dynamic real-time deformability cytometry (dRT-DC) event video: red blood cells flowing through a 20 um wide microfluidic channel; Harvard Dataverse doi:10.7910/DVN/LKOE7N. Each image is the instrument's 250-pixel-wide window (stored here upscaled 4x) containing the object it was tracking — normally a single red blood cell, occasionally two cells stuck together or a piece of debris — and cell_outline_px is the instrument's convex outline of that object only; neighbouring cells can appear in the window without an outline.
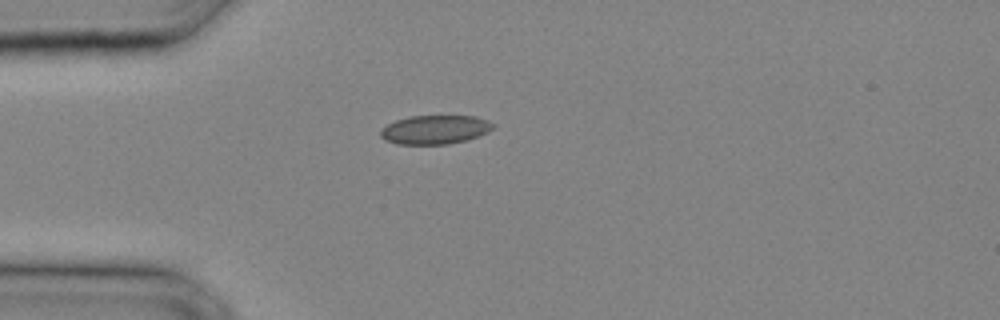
{"species": "common noctule bat (a hibernating species)", "species_latin": "Nyctalus noctula", "temperature_condition": "cold", "stored_images_in_passage": 21, "camera_frame_rate_fps": 3000, "um_per_image_px": 0.085, "animal": {"sex": "male", "body_mass_g": 20.4}, "frame": {"image": 1, "passage_image": 1, "time_ms": 0.0, "image_size_px": [1000, 320], "cell_outline_px": [[496, 124], [488, 132], [468, 140], [448, 144], [396, 144], [384, 140], [380, 136], [380, 128], [396, 120], [412, 116], [476, 116], [488, 120]], "centroid_in_image_um": [36.97, 11.02], "position_along_channel_um": 48.0, "area_um2": 19.07}}
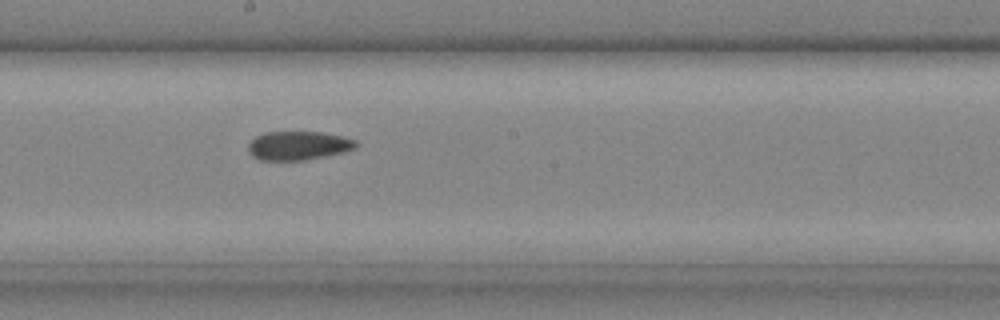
{"frame": {"image": 2, "passage_image": 10, "time_ms": 3.0, "image_size_px": [1000, 320], "cell_outline_px": [[360, 144], [356, 148], [324, 156], [304, 160], [260, 160], [252, 156], [248, 152], [248, 144], [256, 136], [268, 132], [320, 132], [340, 136], [356, 140]], "centroid_in_image_um": [25.34, 12.38], "position_along_channel_um": 222.9, "area_um2": 17.92}}
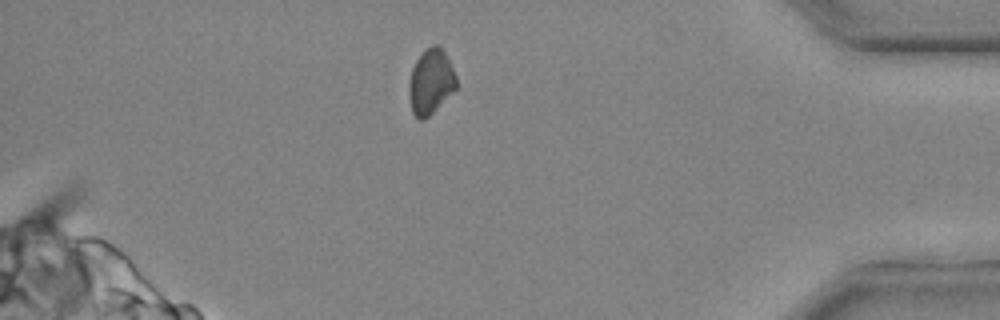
{"frame": {"image": 3, "passage_image": 20, "time_ms": 6.333, "image_size_px": [1000, 320], "cell_outline_px": [[456, 88], [424, 120], [420, 120], [412, 112], [408, 92], [408, 84], [412, 68], [416, 60], [432, 44], [440, 44], [456, 76]], "centroid_in_image_um": [36.59, 6.94], "position_along_channel_um": 398.6, "area_um2": 17.63}}